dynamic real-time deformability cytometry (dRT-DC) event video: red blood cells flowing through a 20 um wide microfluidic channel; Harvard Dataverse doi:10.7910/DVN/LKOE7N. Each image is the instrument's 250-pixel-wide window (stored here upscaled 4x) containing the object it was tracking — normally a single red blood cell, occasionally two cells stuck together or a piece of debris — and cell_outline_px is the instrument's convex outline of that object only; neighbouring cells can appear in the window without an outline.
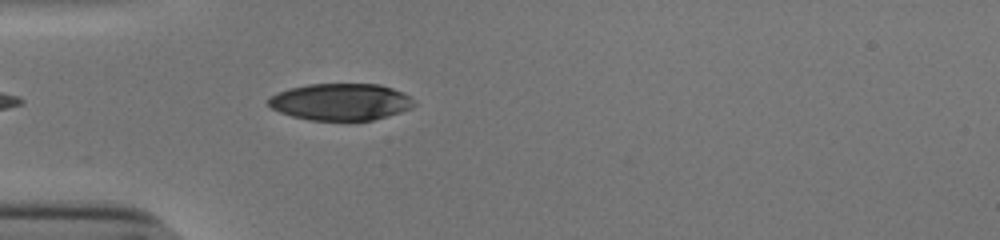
{"species": "human", "species_latin": "Homo sapiens", "temperature_condition": "cold", "stored_images_in_passage": 21, "camera_frame_rate_fps": 3000, "um_per_image_px": 0.085, "donor": {"sex": "male"}, "frame": {"image": 1, "passage_image": 1, "time_ms": 0.0, "image_size_px": [1000, 240], "cell_outline_px": [[416, 104], [412, 108], [400, 112], [372, 120], [308, 120], [292, 116], [280, 112], [272, 108], [268, 104], [268, 100], [276, 92], [288, 88], [308, 84], [380, 84], [392, 88], [408, 96]], "centroid_in_image_um": [28.93, 8.65], "position_along_channel_um": 56.1, "area_um2": 31.15}}
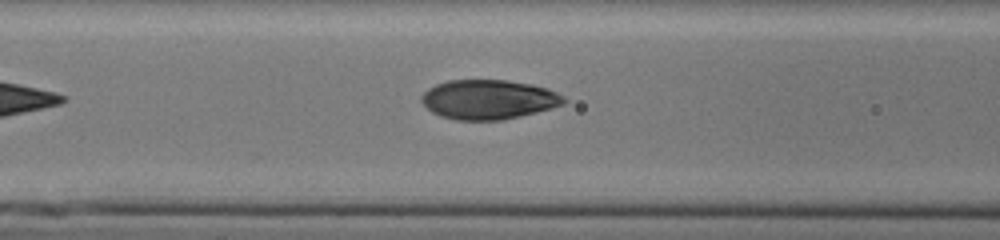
{"frame": {"image": 2, "passage_image": 7, "time_ms": 2.0, "image_size_px": [1000, 240], "cell_outline_px": [[568, 100], [564, 104], [552, 108], [520, 116], [500, 120], [456, 120], [440, 116], [432, 112], [420, 100], [420, 96], [428, 88], [436, 84], [448, 80], [508, 80], [532, 84], [548, 88], [564, 96]], "centroid_in_image_um": [41.53, 8.45], "position_along_channel_um": 125.1, "area_um2": 32.95}}
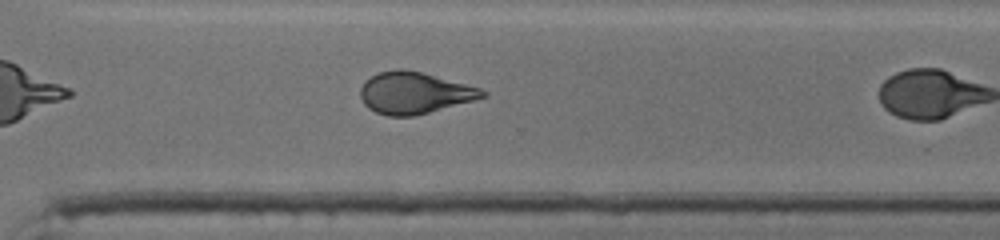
{"frame": {"image": 3, "passage_image": 20, "time_ms": 6.333, "image_size_px": [1000, 240], "cell_outline_px": [[488, 96], [428, 112], [412, 116], [388, 116], [376, 112], [368, 108], [364, 104], [360, 96], [360, 88], [364, 80], [380, 72], [396, 68], [404, 68], [420, 72], [480, 88], [488, 92]], "centroid_in_image_um": [35.18, 7.89], "position_along_channel_um": 335.4, "area_um2": 29.36}}